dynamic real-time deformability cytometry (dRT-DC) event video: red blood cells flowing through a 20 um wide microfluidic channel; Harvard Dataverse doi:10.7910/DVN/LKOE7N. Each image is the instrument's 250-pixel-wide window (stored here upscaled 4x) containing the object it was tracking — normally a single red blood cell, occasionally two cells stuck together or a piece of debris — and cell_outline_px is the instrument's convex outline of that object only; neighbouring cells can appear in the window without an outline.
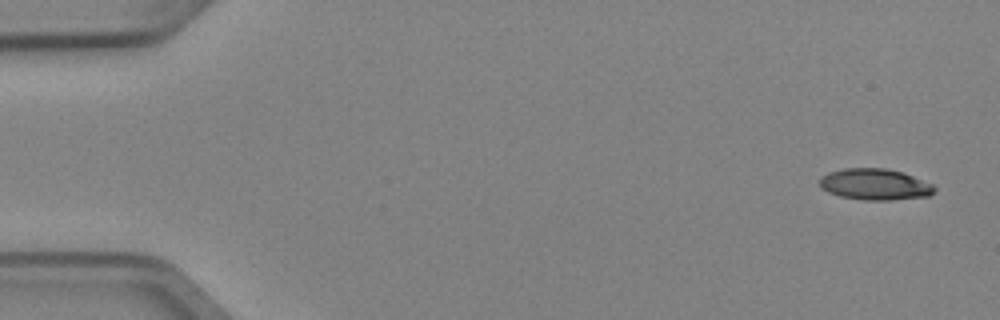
{"species": "Egyptian fruit bat (a non-hibernating species)", "species_latin": "Rousettus aegyptiacus", "temperature_condition": "cold", "stored_images_in_passage": 5, "camera_frame_rate_fps": 3000, "um_per_image_px": 0.085, "animal": {"sex": "female"}, "frame": {"image": 1, "passage_image": 1, "time_ms": 0.0, "image_size_px": [1000, 320], "cell_outline_px": [[936, 192], [928, 196], [892, 200], [864, 200], [840, 196], [828, 192], [820, 188], [820, 180], [828, 172], [844, 168], [884, 168], [904, 172], [932, 184], [936, 188]], "centroid_in_image_um": [74.39, 15.67], "position_along_channel_um": 10.6, "area_um2": 20.98}}
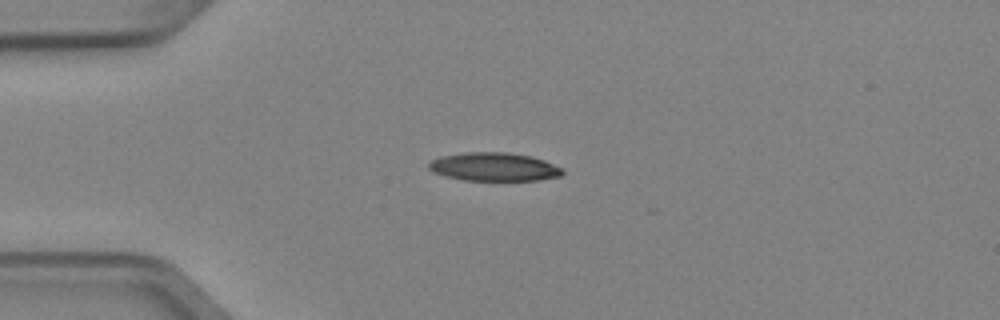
{"frame": {"image": 2, "passage_image": 4, "time_ms": 1.0, "image_size_px": [1000, 320], "cell_outline_px": [[564, 172], [560, 176], [540, 180], [464, 180], [444, 176], [432, 172], [428, 168], [428, 164], [432, 160], [440, 156], [464, 152], [508, 152], [532, 156], [544, 160], [564, 168]], "centroid_in_image_um": [42.0, 14.17], "position_along_channel_um": 43.0, "area_um2": 22.37}}